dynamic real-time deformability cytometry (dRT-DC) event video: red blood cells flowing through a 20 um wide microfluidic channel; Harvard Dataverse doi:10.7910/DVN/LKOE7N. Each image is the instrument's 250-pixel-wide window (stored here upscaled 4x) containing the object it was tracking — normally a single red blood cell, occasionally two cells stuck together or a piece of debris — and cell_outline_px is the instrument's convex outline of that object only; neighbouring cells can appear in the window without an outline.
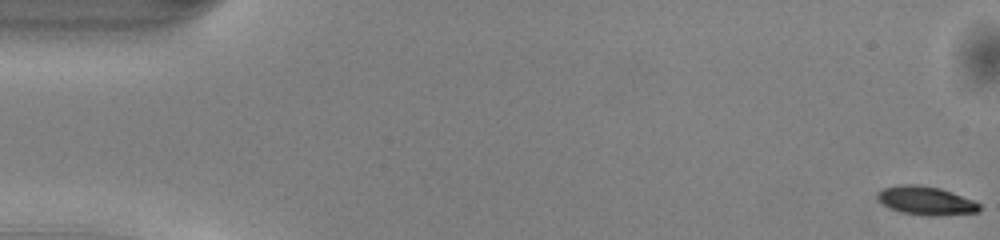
{"species": "common noctule bat (a hibernating species)", "species_latin": "Nyctalus noctula", "temperature_condition": "warm", "stored_images_in_passage": 51, "camera_frame_rate_fps": 3000, "um_per_image_px": 0.085, "animal": {"sex": "male", "body_mass_g": 13.0, "forearm_length_mm": 53.1}, "frame": {"image": 1, "passage_image": 1, "time_ms": 0.0, "image_size_px": [1000, 240], "cell_outline_px": [[980, 212], [936, 216], [928, 216], [900, 212], [888, 208], [876, 196], [884, 188], [900, 184], [920, 184], [940, 188], [952, 192], [972, 200], [980, 204]], "centroid_in_image_um": [78.72, 17.06], "position_along_channel_um": 6.3, "area_um2": 16.99}}
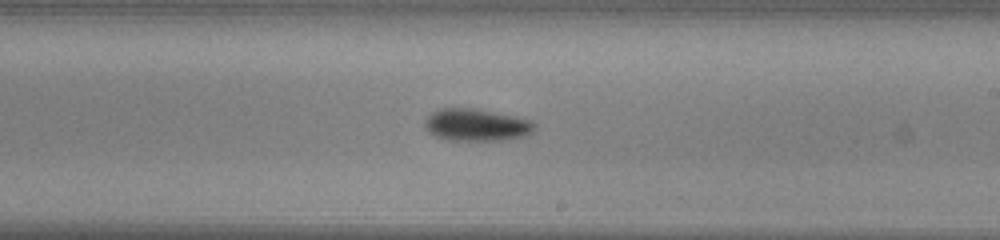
{"frame": {"image": 2, "passage_image": 30, "time_ms": 9.667, "image_size_px": [1000, 240], "cell_outline_px": [[536, 128], [528, 136], [508, 140], [452, 140], [436, 136], [428, 132], [424, 128], [424, 120], [432, 112], [440, 108], [472, 108], [516, 116], [532, 120], [536, 124]], "centroid_in_image_um": [40.53, 10.62], "position_along_channel_um": 248.5, "area_um2": 20.87}}
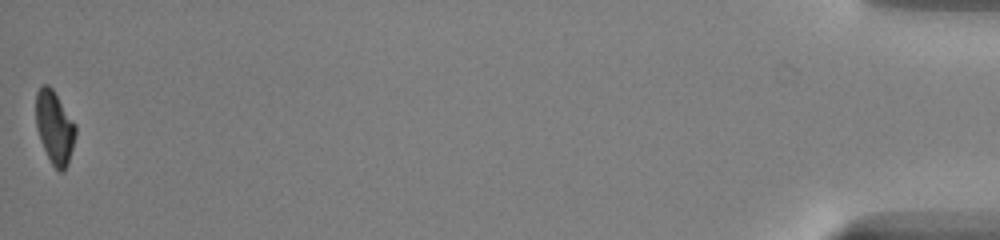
{"frame": {"image": 3, "passage_image": 51, "time_ms": 16.667, "image_size_px": [1000, 240], "cell_outline_px": [[76, 136], [68, 164], [64, 172], [60, 172], [52, 164], [40, 140], [36, 128], [36, 92], [44, 84], [48, 84], [52, 88], [76, 124]], "centroid_in_image_um": [4.65, 10.83], "position_along_channel_um": 430.5, "area_um2": 16.88}, "authors_computed_cell_mechanics": {"area_um2": 18.207, "velocity_mm_per_s": 4.074, "shape_relaxation_time_tau1_ms": 2.1705, "shape_relaxation_time_tau2_ms": null, "deformation_change_tau1": 0.1152, "deformation_change_tau2": null}}